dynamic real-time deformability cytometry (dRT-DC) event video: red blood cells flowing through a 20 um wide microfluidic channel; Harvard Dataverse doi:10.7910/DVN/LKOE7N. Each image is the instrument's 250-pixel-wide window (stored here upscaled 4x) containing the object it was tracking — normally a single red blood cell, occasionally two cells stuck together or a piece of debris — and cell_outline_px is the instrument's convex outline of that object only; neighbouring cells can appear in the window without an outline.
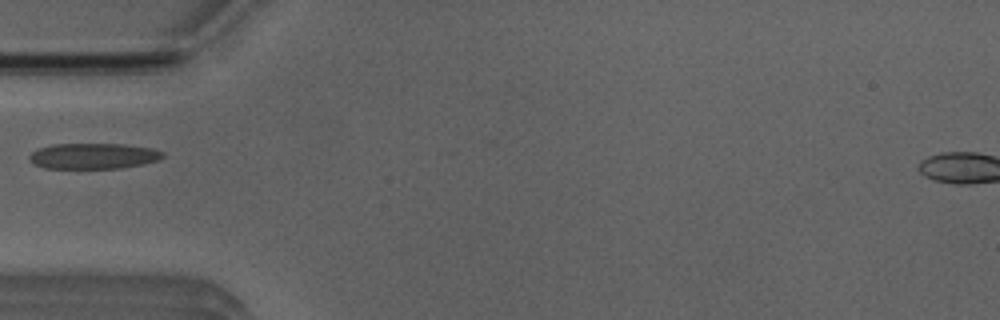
{"species": "Egyptian fruit bat (a non-hibernating species)", "species_latin": "Rousettus aegyptiacus", "temperature_condition": "room temperature", "stored_images_in_passage": 3, "camera_frame_rate_fps": 3000, "um_per_image_px": 0.085, "animal": {"sex": "male"}, "frame": {"image": 1, "passage_image": 2, "time_ms": 1.333, "image_size_px": [1000, 320], "cell_outline_px": [[164, 156], [156, 160], [144, 164], [120, 168], [44, 168], [36, 164], [28, 156], [32, 152], [40, 148], [52, 144], [124, 144], [152, 148], [164, 152]], "centroid_in_image_um": [7.97, 13.25], "position_along_channel_um": 77.0, "area_um2": 19.83}}